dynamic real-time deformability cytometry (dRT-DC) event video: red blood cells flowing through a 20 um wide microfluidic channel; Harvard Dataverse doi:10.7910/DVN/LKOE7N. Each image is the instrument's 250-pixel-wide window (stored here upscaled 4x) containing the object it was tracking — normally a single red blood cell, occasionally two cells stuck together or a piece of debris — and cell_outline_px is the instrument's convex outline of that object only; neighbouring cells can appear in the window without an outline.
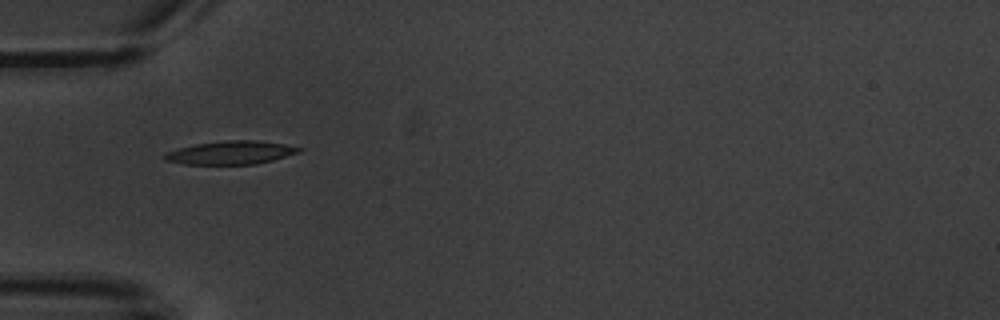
{"species": "common noctule bat (a hibernating species)", "species_latin": "Nyctalus noctula", "temperature_condition": "warm", "stored_images_in_passage": 9, "camera_frame_rate_fps": 3000, "um_per_image_px": 0.085, "animal": {"sex": "male", "body_mass_g": 20.1, "forearm_length_mm": 53.5}, "frame": {"image": 1, "passage_image": 6, "time_ms": 5.667, "image_size_px": [1000, 320], "cell_outline_px": [[304, 148], [300, 152], [272, 160], [256, 164], [184, 164], [164, 160], [164, 152], [196, 144], [224, 140], [256, 140], [284, 144]], "centroid_in_image_um": [19.62, 12.97], "position_along_channel_um": 65.4, "area_um2": 18.21}}
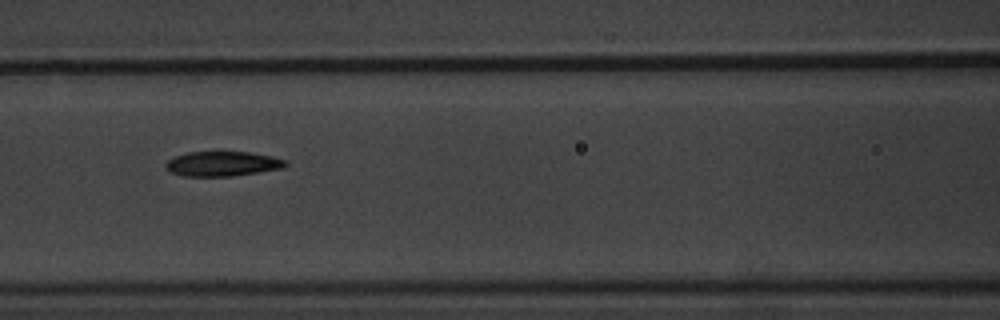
{"frame": {"image": 2, "passage_image": 8, "time_ms": 8.0, "image_size_px": [1000, 320], "cell_outline_px": [[288, 164], [284, 168], [232, 176], [184, 176], [168, 172], [164, 168], [164, 164], [168, 160], [176, 156], [188, 152], [252, 152], [272, 156], [288, 160]], "centroid_in_image_um": [18.91, 13.92], "position_along_channel_um": 147.7, "area_um2": 17.51}}
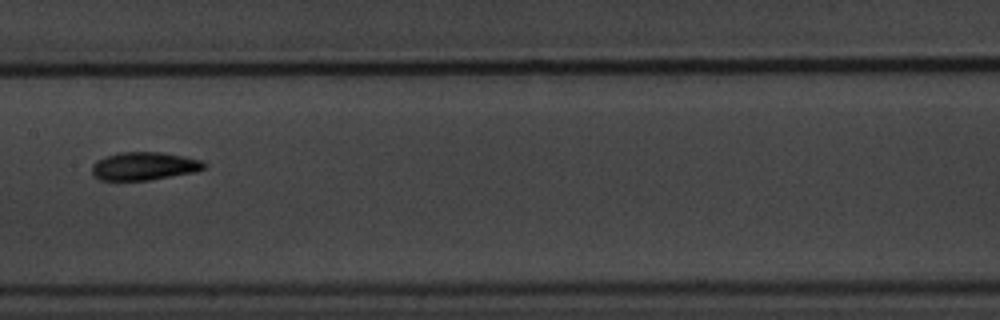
{"frame": {"image": 3, "passage_image": 9, "time_ms": 9.333, "image_size_px": [1000, 320], "cell_outline_px": [[208, 164], [204, 168], [192, 172], [148, 180], [100, 180], [92, 176], [92, 164], [96, 160], [120, 152], [160, 152], [184, 156], [200, 160]], "centroid_in_image_um": [12.21, 14.12], "position_along_channel_um": 195.2, "area_um2": 18.21}}